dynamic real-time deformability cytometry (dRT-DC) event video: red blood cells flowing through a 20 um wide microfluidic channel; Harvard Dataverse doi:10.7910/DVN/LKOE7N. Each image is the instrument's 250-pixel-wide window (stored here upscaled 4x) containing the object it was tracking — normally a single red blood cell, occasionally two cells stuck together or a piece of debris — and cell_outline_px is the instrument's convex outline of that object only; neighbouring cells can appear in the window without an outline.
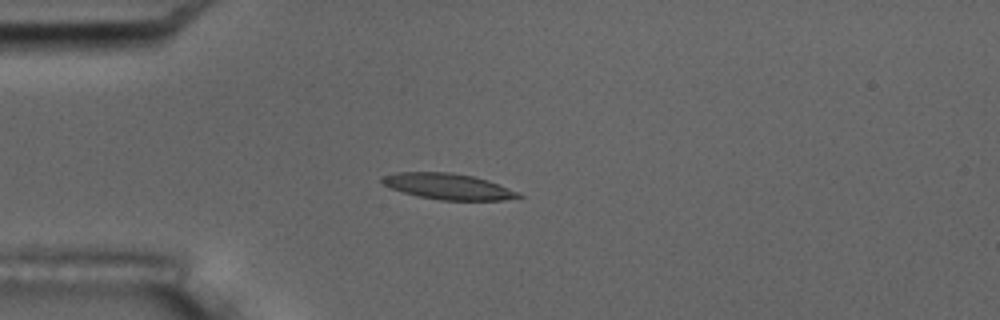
{"species": "common noctule bat (a hibernating species)", "species_latin": "Nyctalus noctula", "temperature_condition": "room temperature", "stored_images_in_passage": 8, "camera_frame_rate_fps": 3000, "um_per_image_px": 0.085, "animal": {"sex": "male", "body_mass_g": 17.5, "forearm_length_mm": 52.3}, "frame": {"image": 1, "passage_image": 2, "time_ms": 1.333, "image_size_px": [1000, 320], "cell_outline_px": [[524, 196], [504, 200], [440, 200], [420, 196], [404, 192], [392, 188], [384, 184], [380, 180], [384, 176], [396, 172], [448, 172], [472, 176], [488, 180], [508, 188]], "centroid_in_image_um": [38.09, 15.84], "position_along_channel_um": 46.9, "area_um2": 20.23}}
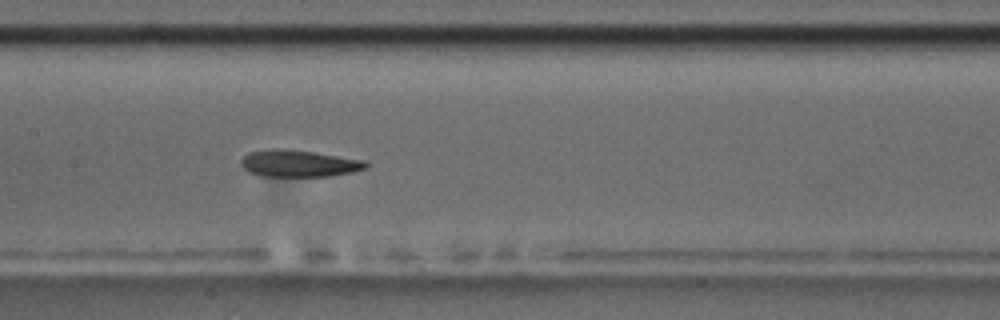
{"frame": {"image": 2, "passage_image": 6, "time_ms": 5.667, "image_size_px": [1000, 320], "cell_outline_px": [[368, 168], [352, 172], [328, 176], [264, 176], [248, 172], [240, 164], [240, 160], [248, 152], [268, 148], [284, 148], [312, 152], [364, 160], [368, 164]], "centroid_in_image_um": [25.36, 13.88], "position_along_channel_um": 182.0, "area_um2": 19.59}}